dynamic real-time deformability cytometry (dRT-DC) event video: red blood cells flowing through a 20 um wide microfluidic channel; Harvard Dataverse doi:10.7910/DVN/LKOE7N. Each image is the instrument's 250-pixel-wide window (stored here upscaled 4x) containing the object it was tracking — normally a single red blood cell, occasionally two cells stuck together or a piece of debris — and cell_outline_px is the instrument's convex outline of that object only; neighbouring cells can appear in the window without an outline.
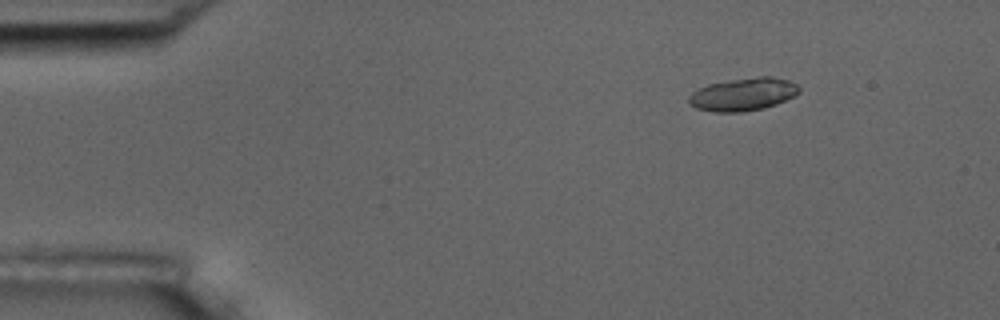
{"species": "common noctule bat (a hibernating species)", "species_latin": "Nyctalus noctula", "temperature_condition": "room temperature", "stored_images_in_passage": 4, "camera_frame_rate_fps": 3000, "um_per_image_px": 0.085, "animal": {"sex": "male", "body_mass_g": 17.5, "forearm_length_mm": 52.3}, "frame": {"image": 1, "passage_image": 2, "time_ms": 1.333, "image_size_px": [1000, 320], "cell_outline_px": [[800, 92], [796, 96], [776, 104], [764, 108], [740, 112], [716, 112], [696, 108], [688, 104], [688, 96], [692, 92], [708, 84], [728, 80], [756, 76], [772, 76], [788, 80], [796, 84], [800, 88]], "centroid_in_image_um": [63.18, 8.01], "position_along_channel_um": 21.8, "area_um2": 21.33}}
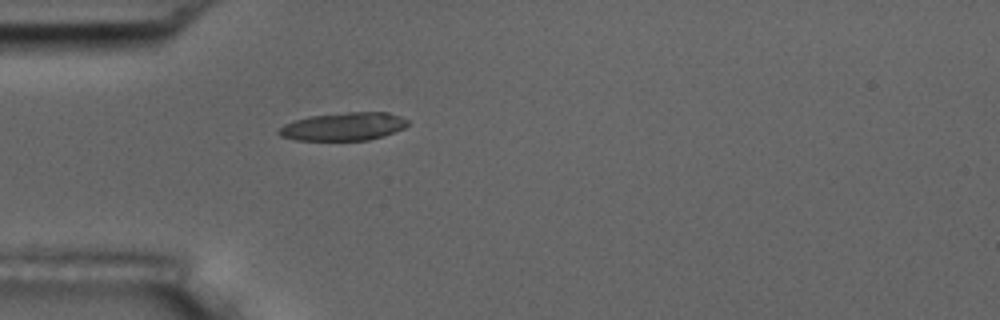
{"frame": {"image": 2, "passage_image": 4, "time_ms": 4.333, "image_size_px": [1000, 320], "cell_outline_px": [[408, 124], [404, 128], [384, 136], [368, 140], [296, 140], [280, 136], [276, 132], [284, 124], [308, 116], [348, 112], [388, 112], [400, 116], [408, 120]], "centroid_in_image_um": [29.2, 10.75], "position_along_channel_um": 55.8, "area_um2": 21.1}}